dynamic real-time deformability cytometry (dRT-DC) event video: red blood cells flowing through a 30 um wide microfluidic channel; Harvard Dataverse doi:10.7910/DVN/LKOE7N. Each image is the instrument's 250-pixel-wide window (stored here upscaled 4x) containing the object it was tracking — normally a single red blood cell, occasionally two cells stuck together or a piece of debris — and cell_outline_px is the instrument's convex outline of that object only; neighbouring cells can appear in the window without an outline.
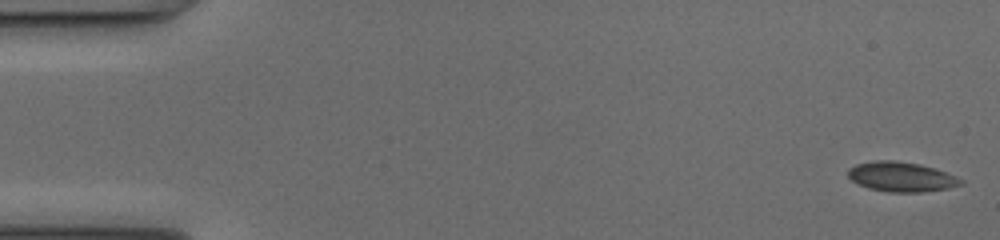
{"species": "common noctule bat (a hibernating species)", "species_latin": "Nyctalus noctula", "temperature_condition": "cold", "stored_images_in_passage": 51, "camera_frame_rate_fps": 3000, "um_per_image_px": 0.085, "animal": {"sex": "female", "body_mass_g": 17.0, "forearm_length_mm": 48.0}, "frame": {"image": 1, "passage_image": 1, "time_ms": 0.0, "image_size_px": [1000, 240], "cell_outline_px": [[964, 184], [948, 188], [924, 192], [888, 192], [868, 188], [852, 180], [848, 176], [848, 168], [856, 164], [872, 160], [896, 160], [920, 164], [936, 168], [956, 176], [964, 180]], "centroid_in_image_um": [76.63, 15.02], "position_along_channel_um": 8.4, "area_um2": 19.77}}
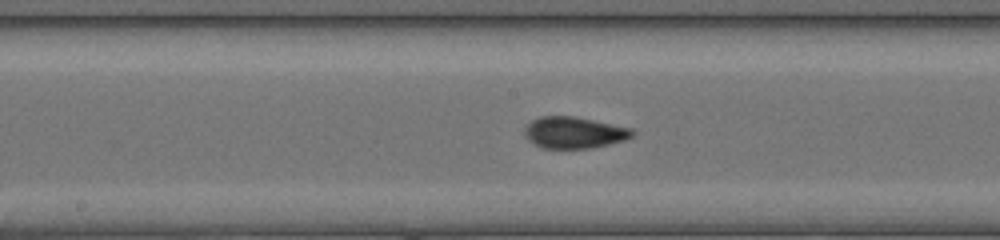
{"frame": {"image": 2, "passage_image": 26, "time_ms": 8.333, "image_size_px": [1000, 240], "cell_outline_px": [[636, 132], [632, 136], [624, 140], [592, 148], [540, 148], [532, 144], [524, 136], [524, 128], [532, 120], [540, 116], [576, 116], [632, 128]], "centroid_in_image_um": [48.77, 11.26], "position_along_channel_um": 199.4, "area_um2": 20.0}}
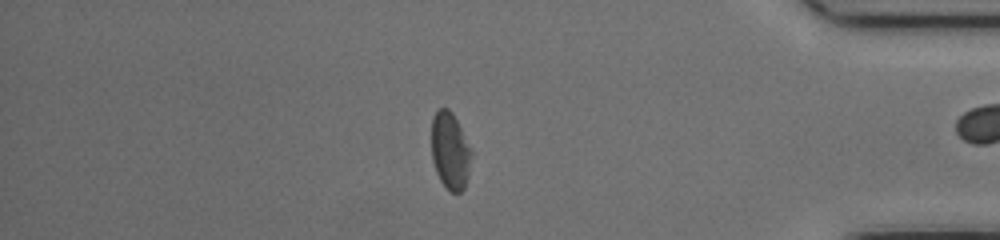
{"frame": {"image": 3, "passage_image": 43, "time_ms": 14.0, "image_size_px": [1000, 240], "cell_outline_px": [[472, 152], [468, 176], [464, 188], [460, 192], [448, 192], [440, 180], [436, 172], [432, 160], [432, 116], [440, 108], [448, 108], [452, 112], [472, 148]], "centroid_in_image_um": [38.27, 12.83], "position_along_channel_um": 396.9, "area_um2": 18.09}, "authors_computed_cell_mechanics": {"area_um2": 19.3052, "velocity_mm_per_s": 4.0806, "shape_relaxation_time_tau1_ms": null, "shape_relaxation_time_tau2_ms": 1.508, "deformation_change_tau1": null, "deformation_change_tau2": 0.052}}